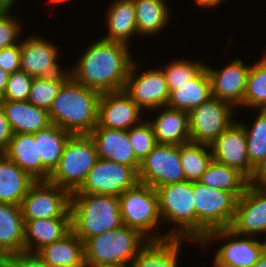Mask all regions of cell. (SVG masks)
<instances>
[{"mask_svg": "<svg viewBox=\"0 0 266 267\" xmlns=\"http://www.w3.org/2000/svg\"><path fill=\"white\" fill-rule=\"evenodd\" d=\"M229 228L241 236H266V187L247 185L236 201L235 215Z\"/></svg>", "mask_w": 266, "mask_h": 267, "instance_id": "obj_15", "label": "cell"}, {"mask_svg": "<svg viewBox=\"0 0 266 267\" xmlns=\"http://www.w3.org/2000/svg\"><path fill=\"white\" fill-rule=\"evenodd\" d=\"M71 194L49 181H36L20 204L24 220L71 218Z\"/></svg>", "mask_w": 266, "mask_h": 267, "instance_id": "obj_11", "label": "cell"}, {"mask_svg": "<svg viewBox=\"0 0 266 267\" xmlns=\"http://www.w3.org/2000/svg\"><path fill=\"white\" fill-rule=\"evenodd\" d=\"M212 160L209 145L193 142L180 145V161L185 181H199Z\"/></svg>", "mask_w": 266, "mask_h": 267, "instance_id": "obj_34", "label": "cell"}, {"mask_svg": "<svg viewBox=\"0 0 266 267\" xmlns=\"http://www.w3.org/2000/svg\"><path fill=\"white\" fill-rule=\"evenodd\" d=\"M225 0H194L195 4L201 8H214L224 3Z\"/></svg>", "mask_w": 266, "mask_h": 267, "instance_id": "obj_46", "label": "cell"}, {"mask_svg": "<svg viewBox=\"0 0 266 267\" xmlns=\"http://www.w3.org/2000/svg\"><path fill=\"white\" fill-rule=\"evenodd\" d=\"M196 209V244L209 231L229 228L236 208L237 198L228 191L210 188L200 182H192Z\"/></svg>", "mask_w": 266, "mask_h": 267, "instance_id": "obj_8", "label": "cell"}, {"mask_svg": "<svg viewBox=\"0 0 266 267\" xmlns=\"http://www.w3.org/2000/svg\"><path fill=\"white\" fill-rule=\"evenodd\" d=\"M241 236L230 228L209 231L198 244L201 250L214 240L224 241L213 255V259L225 267H252L266 250V239ZM261 240V241H260ZM203 247V248H202Z\"/></svg>", "mask_w": 266, "mask_h": 267, "instance_id": "obj_9", "label": "cell"}, {"mask_svg": "<svg viewBox=\"0 0 266 267\" xmlns=\"http://www.w3.org/2000/svg\"><path fill=\"white\" fill-rule=\"evenodd\" d=\"M252 267H266V250Z\"/></svg>", "mask_w": 266, "mask_h": 267, "instance_id": "obj_50", "label": "cell"}, {"mask_svg": "<svg viewBox=\"0 0 266 267\" xmlns=\"http://www.w3.org/2000/svg\"><path fill=\"white\" fill-rule=\"evenodd\" d=\"M32 134L35 140H38V159H42L43 181H48L58 166L66 143L72 134L55 124Z\"/></svg>", "mask_w": 266, "mask_h": 267, "instance_id": "obj_27", "label": "cell"}, {"mask_svg": "<svg viewBox=\"0 0 266 267\" xmlns=\"http://www.w3.org/2000/svg\"><path fill=\"white\" fill-rule=\"evenodd\" d=\"M100 96L99 91L85 87L70 77L48 111L51 124L72 135L89 134L97 126Z\"/></svg>", "mask_w": 266, "mask_h": 267, "instance_id": "obj_2", "label": "cell"}, {"mask_svg": "<svg viewBox=\"0 0 266 267\" xmlns=\"http://www.w3.org/2000/svg\"><path fill=\"white\" fill-rule=\"evenodd\" d=\"M4 154L36 181H43L42 159H38V140L32 133L13 134Z\"/></svg>", "mask_w": 266, "mask_h": 267, "instance_id": "obj_28", "label": "cell"}, {"mask_svg": "<svg viewBox=\"0 0 266 267\" xmlns=\"http://www.w3.org/2000/svg\"><path fill=\"white\" fill-rule=\"evenodd\" d=\"M135 7L137 33L151 37L165 31L171 21V7L166 0H132ZM167 2V3H166Z\"/></svg>", "mask_w": 266, "mask_h": 267, "instance_id": "obj_32", "label": "cell"}, {"mask_svg": "<svg viewBox=\"0 0 266 267\" xmlns=\"http://www.w3.org/2000/svg\"><path fill=\"white\" fill-rule=\"evenodd\" d=\"M24 226L20 206L0 203V251L6 257L24 250Z\"/></svg>", "mask_w": 266, "mask_h": 267, "instance_id": "obj_29", "label": "cell"}, {"mask_svg": "<svg viewBox=\"0 0 266 267\" xmlns=\"http://www.w3.org/2000/svg\"><path fill=\"white\" fill-rule=\"evenodd\" d=\"M0 267H19L17 263L11 258L7 257L1 264Z\"/></svg>", "mask_w": 266, "mask_h": 267, "instance_id": "obj_49", "label": "cell"}, {"mask_svg": "<svg viewBox=\"0 0 266 267\" xmlns=\"http://www.w3.org/2000/svg\"><path fill=\"white\" fill-rule=\"evenodd\" d=\"M12 135L13 132L9 121L5 116L2 106L0 105V153H4L7 150Z\"/></svg>", "mask_w": 266, "mask_h": 267, "instance_id": "obj_44", "label": "cell"}, {"mask_svg": "<svg viewBox=\"0 0 266 267\" xmlns=\"http://www.w3.org/2000/svg\"><path fill=\"white\" fill-rule=\"evenodd\" d=\"M131 47L100 37L82 51L70 67V77L85 87L100 93L123 90L134 59Z\"/></svg>", "mask_w": 266, "mask_h": 267, "instance_id": "obj_1", "label": "cell"}, {"mask_svg": "<svg viewBox=\"0 0 266 267\" xmlns=\"http://www.w3.org/2000/svg\"><path fill=\"white\" fill-rule=\"evenodd\" d=\"M105 13L106 35L102 39L130 47L137 33L135 7L132 0H114ZM133 37V38H132Z\"/></svg>", "mask_w": 266, "mask_h": 267, "instance_id": "obj_22", "label": "cell"}, {"mask_svg": "<svg viewBox=\"0 0 266 267\" xmlns=\"http://www.w3.org/2000/svg\"><path fill=\"white\" fill-rule=\"evenodd\" d=\"M59 47L53 42L38 35L21 39V68L33 78L55 77L65 69L58 62Z\"/></svg>", "mask_w": 266, "mask_h": 267, "instance_id": "obj_16", "label": "cell"}, {"mask_svg": "<svg viewBox=\"0 0 266 267\" xmlns=\"http://www.w3.org/2000/svg\"><path fill=\"white\" fill-rule=\"evenodd\" d=\"M248 184L266 187V155L254 166Z\"/></svg>", "mask_w": 266, "mask_h": 267, "instance_id": "obj_45", "label": "cell"}, {"mask_svg": "<svg viewBox=\"0 0 266 267\" xmlns=\"http://www.w3.org/2000/svg\"><path fill=\"white\" fill-rule=\"evenodd\" d=\"M70 212L72 231L83 242L123 225L117 196L71 194Z\"/></svg>", "mask_w": 266, "mask_h": 267, "instance_id": "obj_3", "label": "cell"}, {"mask_svg": "<svg viewBox=\"0 0 266 267\" xmlns=\"http://www.w3.org/2000/svg\"><path fill=\"white\" fill-rule=\"evenodd\" d=\"M244 108L266 110V52L250 64L244 95Z\"/></svg>", "mask_w": 266, "mask_h": 267, "instance_id": "obj_35", "label": "cell"}, {"mask_svg": "<svg viewBox=\"0 0 266 267\" xmlns=\"http://www.w3.org/2000/svg\"><path fill=\"white\" fill-rule=\"evenodd\" d=\"M13 134L35 133L51 125L49 112L28 101L0 100Z\"/></svg>", "mask_w": 266, "mask_h": 267, "instance_id": "obj_23", "label": "cell"}, {"mask_svg": "<svg viewBox=\"0 0 266 267\" xmlns=\"http://www.w3.org/2000/svg\"><path fill=\"white\" fill-rule=\"evenodd\" d=\"M86 267H130V265L125 264H101V265H93V266H86Z\"/></svg>", "mask_w": 266, "mask_h": 267, "instance_id": "obj_51", "label": "cell"}, {"mask_svg": "<svg viewBox=\"0 0 266 267\" xmlns=\"http://www.w3.org/2000/svg\"><path fill=\"white\" fill-rule=\"evenodd\" d=\"M204 186L231 192L237 199L245 192L248 179L237 169L214 160L198 181Z\"/></svg>", "mask_w": 266, "mask_h": 267, "instance_id": "obj_33", "label": "cell"}, {"mask_svg": "<svg viewBox=\"0 0 266 267\" xmlns=\"http://www.w3.org/2000/svg\"><path fill=\"white\" fill-rule=\"evenodd\" d=\"M148 242L138 230L126 225L106 231L84 242L85 266L114 263L131 265Z\"/></svg>", "mask_w": 266, "mask_h": 267, "instance_id": "obj_4", "label": "cell"}, {"mask_svg": "<svg viewBox=\"0 0 266 267\" xmlns=\"http://www.w3.org/2000/svg\"><path fill=\"white\" fill-rule=\"evenodd\" d=\"M231 61L221 69L206 64L205 68L211 81L212 97L227 102L238 110V107H244V95L250 64L246 65L239 58Z\"/></svg>", "mask_w": 266, "mask_h": 267, "instance_id": "obj_17", "label": "cell"}, {"mask_svg": "<svg viewBox=\"0 0 266 267\" xmlns=\"http://www.w3.org/2000/svg\"><path fill=\"white\" fill-rule=\"evenodd\" d=\"M11 258L19 267H50L37 252L20 251Z\"/></svg>", "mask_w": 266, "mask_h": 267, "instance_id": "obj_43", "label": "cell"}, {"mask_svg": "<svg viewBox=\"0 0 266 267\" xmlns=\"http://www.w3.org/2000/svg\"><path fill=\"white\" fill-rule=\"evenodd\" d=\"M128 138L136 158L141 162L157 145L153 128L146 119L128 130Z\"/></svg>", "mask_w": 266, "mask_h": 267, "instance_id": "obj_39", "label": "cell"}, {"mask_svg": "<svg viewBox=\"0 0 266 267\" xmlns=\"http://www.w3.org/2000/svg\"><path fill=\"white\" fill-rule=\"evenodd\" d=\"M205 67V62L202 60H190V59H175L167 63V65L162 68L159 67L164 73L165 80L169 92L173 89H177L180 85L188 83L191 81L203 68Z\"/></svg>", "mask_w": 266, "mask_h": 267, "instance_id": "obj_38", "label": "cell"}, {"mask_svg": "<svg viewBox=\"0 0 266 267\" xmlns=\"http://www.w3.org/2000/svg\"><path fill=\"white\" fill-rule=\"evenodd\" d=\"M211 97V81L204 67L191 81L169 92L166 106L190 113Z\"/></svg>", "mask_w": 266, "mask_h": 267, "instance_id": "obj_30", "label": "cell"}, {"mask_svg": "<svg viewBox=\"0 0 266 267\" xmlns=\"http://www.w3.org/2000/svg\"><path fill=\"white\" fill-rule=\"evenodd\" d=\"M211 267H225L223 265H220L219 263H217L215 260H213V263H211Z\"/></svg>", "mask_w": 266, "mask_h": 267, "instance_id": "obj_53", "label": "cell"}, {"mask_svg": "<svg viewBox=\"0 0 266 267\" xmlns=\"http://www.w3.org/2000/svg\"><path fill=\"white\" fill-rule=\"evenodd\" d=\"M138 66L134 60L124 90L144 112L166 106L169 90L162 70L153 67L140 72Z\"/></svg>", "mask_w": 266, "mask_h": 267, "instance_id": "obj_14", "label": "cell"}, {"mask_svg": "<svg viewBox=\"0 0 266 267\" xmlns=\"http://www.w3.org/2000/svg\"><path fill=\"white\" fill-rule=\"evenodd\" d=\"M69 1H70V0H48V3L50 2V3H52V4L54 3L55 5H57V4H58V5H59V4L61 5V3H62V4H63V3L65 4L66 2L70 3Z\"/></svg>", "mask_w": 266, "mask_h": 267, "instance_id": "obj_52", "label": "cell"}, {"mask_svg": "<svg viewBox=\"0 0 266 267\" xmlns=\"http://www.w3.org/2000/svg\"><path fill=\"white\" fill-rule=\"evenodd\" d=\"M32 82L33 77L22 70L11 73L9 75L5 92L0 100L17 102L27 101Z\"/></svg>", "mask_w": 266, "mask_h": 267, "instance_id": "obj_40", "label": "cell"}, {"mask_svg": "<svg viewBox=\"0 0 266 267\" xmlns=\"http://www.w3.org/2000/svg\"><path fill=\"white\" fill-rule=\"evenodd\" d=\"M36 182L29 174L0 153V203L20 206L30 187Z\"/></svg>", "mask_w": 266, "mask_h": 267, "instance_id": "obj_26", "label": "cell"}, {"mask_svg": "<svg viewBox=\"0 0 266 267\" xmlns=\"http://www.w3.org/2000/svg\"><path fill=\"white\" fill-rule=\"evenodd\" d=\"M155 190L162 223L173 226L166 232L167 239H188L196 243V209L192 182L172 183Z\"/></svg>", "mask_w": 266, "mask_h": 267, "instance_id": "obj_5", "label": "cell"}, {"mask_svg": "<svg viewBox=\"0 0 266 267\" xmlns=\"http://www.w3.org/2000/svg\"><path fill=\"white\" fill-rule=\"evenodd\" d=\"M24 250L37 252L43 246L62 239L71 230V218L24 220Z\"/></svg>", "mask_w": 266, "mask_h": 267, "instance_id": "obj_24", "label": "cell"}, {"mask_svg": "<svg viewBox=\"0 0 266 267\" xmlns=\"http://www.w3.org/2000/svg\"><path fill=\"white\" fill-rule=\"evenodd\" d=\"M20 54L21 40L17 44L0 49V68L9 74L19 71L21 68Z\"/></svg>", "mask_w": 266, "mask_h": 267, "instance_id": "obj_42", "label": "cell"}, {"mask_svg": "<svg viewBox=\"0 0 266 267\" xmlns=\"http://www.w3.org/2000/svg\"><path fill=\"white\" fill-rule=\"evenodd\" d=\"M188 239L149 241L133 259L130 267H179L180 249Z\"/></svg>", "mask_w": 266, "mask_h": 267, "instance_id": "obj_31", "label": "cell"}, {"mask_svg": "<svg viewBox=\"0 0 266 267\" xmlns=\"http://www.w3.org/2000/svg\"><path fill=\"white\" fill-rule=\"evenodd\" d=\"M7 257L0 251V264L6 259Z\"/></svg>", "mask_w": 266, "mask_h": 267, "instance_id": "obj_54", "label": "cell"}, {"mask_svg": "<svg viewBox=\"0 0 266 267\" xmlns=\"http://www.w3.org/2000/svg\"><path fill=\"white\" fill-rule=\"evenodd\" d=\"M9 73L0 68V98L3 96L7 82L9 79Z\"/></svg>", "mask_w": 266, "mask_h": 267, "instance_id": "obj_47", "label": "cell"}, {"mask_svg": "<svg viewBox=\"0 0 266 267\" xmlns=\"http://www.w3.org/2000/svg\"><path fill=\"white\" fill-rule=\"evenodd\" d=\"M22 27V21L20 22L10 11H0V49L19 43L18 40L23 38Z\"/></svg>", "mask_w": 266, "mask_h": 267, "instance_id": "obj_41", "label": "cell"}, {"mask_svg": "<svg viewBox=\"0 0 266 267\" xmlns=\"http://www.w3.org/2000/svg\"><path fill=\"white\" fill-rule=\"evenodd\" d=\"M143 110L123 89L101 93L98 104V121L96 127L128 131L139 124Z\"/></svg>", "mask_w": 266, "mask_h": 267, "instance_id": "obj_19", "label": "cell"}, {"mask_svg": "<svg viewBox=\"0 0 266 267\" xmlns=\"http://www.w3.org/2000/svg\"><path fill=\"white\" fill-rule=\"evenodd\" d=\"M50 267H86L84 242L71 230L62 239L37 251Z\"/></svg>", "mask_w": 266, "mask_h": 267, "instance_id": "obj_25", "label": "cell"}, {"mask_svg": "<svg viewBox=\"0 0 266 267\" xmlns=\"http://www.w3.org/2000/svg\"><path fill=\"white\" fill-rule=\"evenodd\" d=\"M89 136L95 143L98 158L126 164L138 172L141 162L136 158L128 131L95 127Z\"/></svg>", "mask_w": 266, "mask_h": 267, "instance_id": "obj_20", "label": "cell"}, {"mask_svg": "<svg viewBox=\"0 0 266 267\" xmlns=\"http://www.w3.org/2000/svg\"><path fill=\"white\" fill-rule=\"evenodd\" d=\"M97 159L96 146L89 134L71 135L59 164L48 181L67 190L70 194L76 192Z\"/></svg>", "mask_w": 266, "mask_h": 267, "instance_id": "obj_7", "label": "cell"}, {"mask_svg": "<svg viewBox=\"0 0 266 267\" xmlns=\"http://www.w3.org/2000/svg\"><path fill=\"white\" fill-rule=\"evenodd\" d=\"M138 179L139 183L154 189L185 181L180 161V145L157 144L141 161Z\"/></svg>", "mask_w": 266, "mask_h": 267, "instance_id": "obj_12", "label": "cell"}, {"mask_svg": "<svg viewBox=\"0 0 266 267\" xmlns=\"http://www.w3.org/2000/svg\"><path fill=\"white\" fill-rule=\"evenodd\" d=\"M251 125L239 121L246 133L247 153L250 164L254 167L266 155V110H258ZM251 126V127H250Z\"/></svg>", "mask_w": 266, "mask_h": 267, "instance_id": "obj_37", "label": "cell"}, {"mask_svg": "<svg viewBox=\"0 0 266 267\" xmlns=\"http://www.w3.org/2000/svg\"><path fill=\"white\" fill-rule=\"evenodd\" d=\"M139 183L138 172L131 166L98 158L82 186L71 194H98L119 197Z\"/></svg>", "mask_w": 266, "mask_h": 267, "instance_id": "obj_10", "label": "cell"}, {"mask_svg": "<svg viewBox=\"0 0 266 267\" xmlns=\"http://www.w3.org/2000/svg\"><path fill=\"white\" fill-rule=\"evenodd\" d=\"M119 203L123 225L138 230L149 241L167 240V233L160 234L158 229L162 220L154 188L138 183L119 196Z\"/></svg>", "mask_w": 266, "mask_h": 267, "instance_id": "obj_6", "label": "cell"}, {"mask_svg": "<svg viewBox=\"0 0 266 267\" xmlns=\"http://www.w3.org/2000/svg\"><path fill=\"white\" fill-rule=\"evenodd\" d=\"M236 120L235 118L209 147L215 162L235 168L249 179L254 167L250 164L247 153L245 129Z\"/></svg>", "mask_w": 266, "mask_h": 267, "instance_id": "obj_18", "label": "cell"}, {"mask_svg": "<svg viewBox=\"0 0 266 267\" xmlns=\"http://www.w3.org/2000/svg\"><path fill=\"white\" fill-rule=\"evenodd\" d=\"M17 0H0V11H11L14 7L13 4L16 5Z\"/></svg>", "mask_w": 266, "mask_h": 267, "instance_id": "obj_48", "label": "cell"}, {"mask_svg": "<svg viewBox=\"0 0 266 267\" xmlns=\"http://www.w3.org/2000/svg\"><path fill=\"white\" fill-rule=\"evenodd\" d=\"M69 78L70 70L68 68L55 77L33 78L27 101L49 111L59 90Z\"/></svg>", "mask_w": 266, "mask_h": 267, "instance_id": "obj_36", "label": "cell"}, {"mask_svg": "<svg viewBox=\"0 0 266 267\" xmlns=\"http://www.w3.org/2000/svg\"><path fill=\"white\" fill-rule=\"evenodd\" d=\"M234 110L215 97L200 104L189 113L191 142L210 145L235 120Z\"/></svg>", "mask_w": 266, "mask_h": 267, "instance_id": "obj_13", "label": "cell"}, {"mask_svg": "<svg viewBox=\"0 0 266 267\" xmlns=\"http://www.w3.org/2000/svg\"><path fill=\"white\" fill-rule=\"evenodd\" d=\"M150 112L151 115L152 112H155L156 115L155 119L151 120L149 117L148 121L153 128L157 144L181 145L191 142L189 113L168 106Z\"/></svg>", "mask_w": 266, "mask_h": 267, "instance_id": "obj_21", "label": "cell"}]
</instances>
